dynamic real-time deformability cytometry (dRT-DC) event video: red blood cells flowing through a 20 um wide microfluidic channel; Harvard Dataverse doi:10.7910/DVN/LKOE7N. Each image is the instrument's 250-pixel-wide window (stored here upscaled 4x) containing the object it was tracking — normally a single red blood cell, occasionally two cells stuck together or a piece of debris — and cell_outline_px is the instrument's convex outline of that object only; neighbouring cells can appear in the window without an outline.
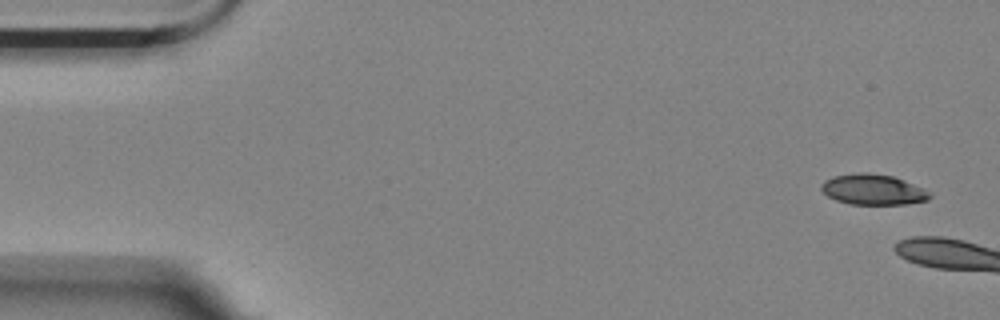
{"species": "Egyptian fruit bat (a non-hibernating species)", "species_latin": "Rousettus aegyptiacus", "temperature_condition": "room temperature", "stored_images_in_passage": 3, "camera_frame_rate_fps": 3000, "um_per_image_px": 0.085, "animal": {"sex": "female"}, "frame": {"image": 1, "passage_image": 1, "time_ms": 0.0, "image_size_px": [1000, 320], "cell_outline_px": [[932, 196], [928, 200], [908, 204], [852, 204], [836, 200], [828, 196], [820, 188], [820, 184], [824, 180], [832, 176], [856, 172], [868, 172], [892, 176], [904, 180], [924, 188], [932, 192]], "centroid_in_image_um": [74.22, 16.1], "position_along_channel_um": 10.8, "area_um2": 19.54}}